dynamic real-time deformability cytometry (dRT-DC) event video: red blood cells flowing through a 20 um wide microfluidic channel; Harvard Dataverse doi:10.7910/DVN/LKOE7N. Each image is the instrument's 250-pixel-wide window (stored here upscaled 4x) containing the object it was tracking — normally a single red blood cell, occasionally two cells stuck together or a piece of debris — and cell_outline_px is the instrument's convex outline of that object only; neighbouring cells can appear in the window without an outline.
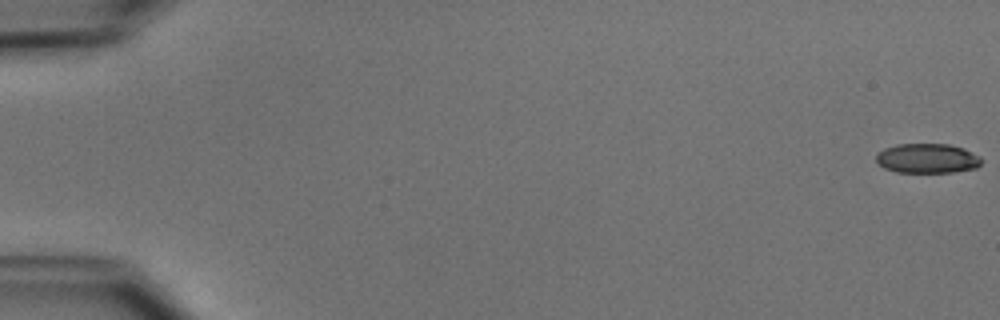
{"species": "common noctule bat (a hibernating species)", "species_latin": "Nyctalus noctula", "temperature_condition": "cold", "stored_images_in_passage": 8, "camera_frame_rate_fps": 3000, "um_per_image_px": 0.085, "animal": {"sex": "male", "body_mass_g": 15.6}, "frame": {"image": 1, "passage_image": 1, "time_ms": 0.0, "image_size_px": [1000, 320], "cell_outline_px": [[984, 160], [976, 168], [952, 172], [896, 172], [884, 168], [876, 160], [876, 156], [884, 148], [896, 144], [948, 144], [964, 148], [980, 156]], "centroid_in_image_um": [78.85, 13.46], "position_along_channel_um": 6.2, "area_um2": 18.21}}